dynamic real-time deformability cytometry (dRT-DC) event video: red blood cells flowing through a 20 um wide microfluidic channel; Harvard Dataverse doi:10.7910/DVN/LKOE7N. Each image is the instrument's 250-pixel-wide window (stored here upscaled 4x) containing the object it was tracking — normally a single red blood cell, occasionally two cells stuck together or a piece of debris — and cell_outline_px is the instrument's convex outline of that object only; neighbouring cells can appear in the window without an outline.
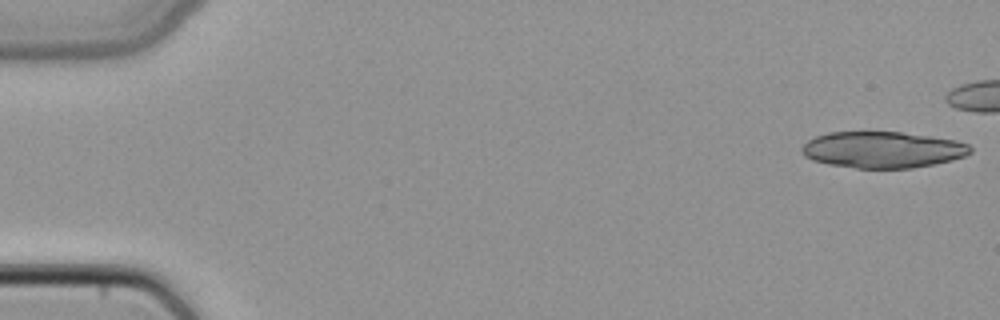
{"species": "common noctule bat (a hibernating species)", "species_latin": "Nyctalus noctula", "temperature_condition": "cold", "stored_images_in_passage": 39, "camera_frame_rate_fps": 3000, "um_per_image_px": 0.085, "animal": {"sex": "female", "body_mass_g": 22.7, "forearm_length_mm": 54.2}, "frame": {"image": 1, "passage_image": 1, "time_ms": 0.0, "image_size_px": [1000, 320], "cell_outline_px": [[972, 152], [964, 156], [952, 160], [912, 168], [856, 168], [828, 164], [812, 160], [804, 156], [800, 152], [800, 148], [808, 140], [816, 136], [828, 132], [900, 132], [956, 140], [968, 144], [972, 148]], "centroid_in_image_um": [74.99, 12.73], "position_along_channel_um": 10.0, "area_um2": 35.72}}